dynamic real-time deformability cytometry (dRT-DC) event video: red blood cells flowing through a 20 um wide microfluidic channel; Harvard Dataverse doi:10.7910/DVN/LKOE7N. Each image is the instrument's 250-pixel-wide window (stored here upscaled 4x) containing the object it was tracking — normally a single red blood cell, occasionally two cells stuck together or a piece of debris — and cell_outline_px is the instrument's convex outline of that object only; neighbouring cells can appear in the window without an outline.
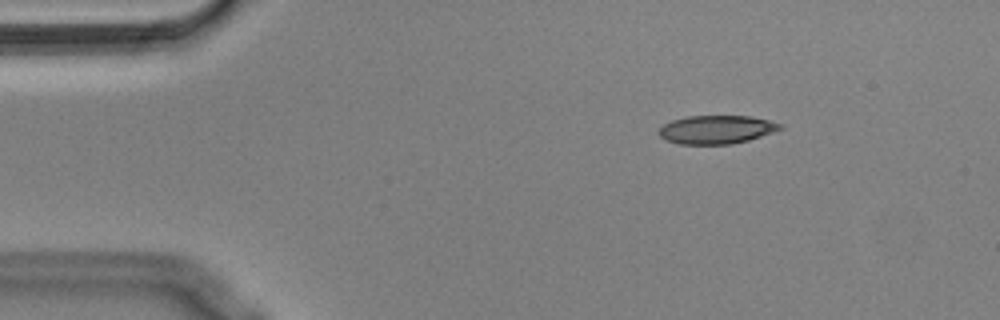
{"species": "Egyptian fruit bat (a non-hibernating species)", "species_latin": "Rousettus aegyptiacus", "temperature_condition": "cold", "stored_images_in_passage": 48, "camera_frame_rate_fps": 3000, "um_per_image_px": 0.085, "animal": {"sex": "male"}, "frame": {"image": 1, "passage_image": 1, "time_ms": 0.0, "image_size_px": [1000, 320], "cell_outline_px": [[784, 128], [748, 140], [732, 144], [680, 144], [668, 140], [660, 136], [660, 128], [664, 124], [672, 120], [688, 116], [748, 116], [768, 120], [780, 124]], "centroid_in_image_um": [60.9, 11.01], "position_along_channel_um": 24.1, "area_um2": 19.77}}
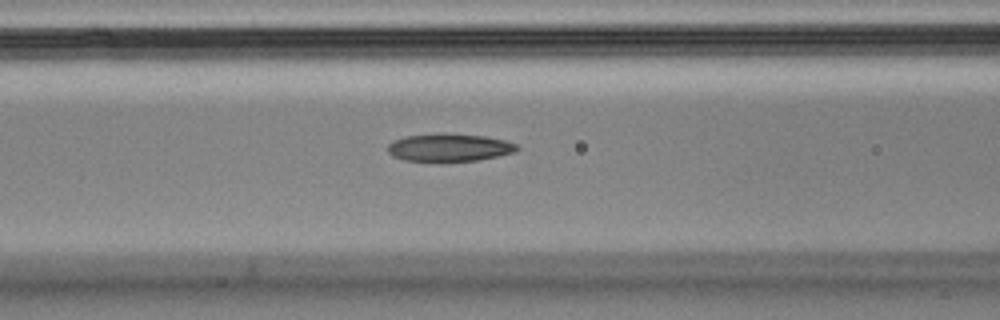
{"frame": {"image": 2, "passage_image": 15, "time_ms": 4.667, "image_size_px": [1000, 320], "cell_outline_px": [[520, 148], [516, 152], [476, 160], [444, 164], [404, 160], [392, 156], [388, 152], [388, 144], [404, 136], [484, 136], [504, 140], [516, 144]], "centroid_in_image_um": [38.18, 12.63], "position_along_channel_um": 128.4, "area_um2": 20.58}}
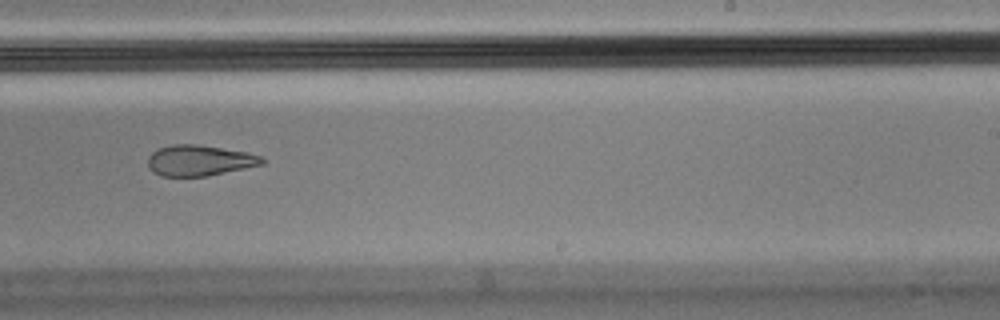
{"frame": {"image": 3, "passage_image": 27, "time_ms": 8.667, "image_size_px": [1000, 320], "cell_outline_px": [[264, 164], [208, 176], [160, 176], [148, 168], [148, 156], [152, 152], [160, 148], [172, 144], [196, 144], [244, 152], [260, 156], [264, 160]], "centroid_in_image_um": [16.91, 13.65], "position_along_channel_um": 272.1, "area_um2": 20.29}, "authors_computed_cell_mechanics": {"area_um2": 21.5305, "velocity_mm_per_s": 3.5925, "shape_relaxation_time_tau1_ms": null, "shape_relaxation_time_tau2_ms": 3.2124, "deformation_change_tau1": null, "deformation_change_tau2": 0.1056}}